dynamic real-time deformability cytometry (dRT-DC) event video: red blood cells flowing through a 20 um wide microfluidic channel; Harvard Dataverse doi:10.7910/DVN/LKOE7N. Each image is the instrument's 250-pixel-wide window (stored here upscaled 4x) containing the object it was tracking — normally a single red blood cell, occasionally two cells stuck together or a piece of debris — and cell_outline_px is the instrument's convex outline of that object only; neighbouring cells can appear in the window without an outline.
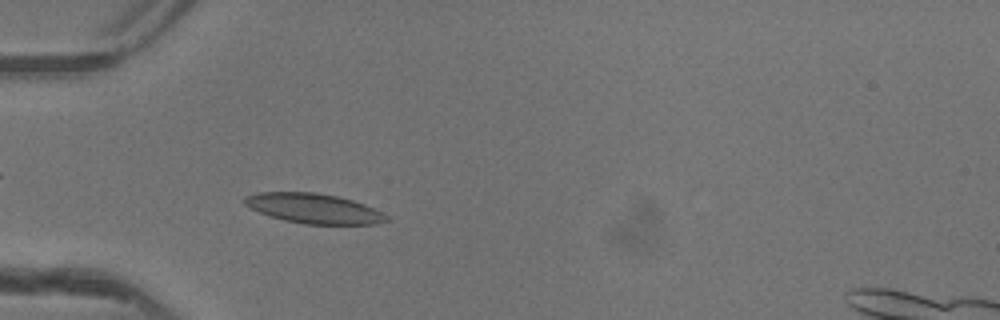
{"species": "common noctule bat (a hibernating species)", "species_latin": "Nyctalus noctula", "temperature_condition": "warm", "stored_images_in_passage": 43, "camera_frame_rate_fps": 3000, "um_per_image_px": 0.085, "animal": {"sex": "female"}, "frame": {"image": 1, "passage_image": 9, "time_ms": 2.667, "image_size_px": [1000, 320], "cell_outline_px": [[388, 220], [376, 224], [304, 224], [284, 220], [268, 216], [244, 204], [244, 196], [260, 192], [316, 192], [336, 196], [352, 200], [364, 204], [388, 216]], "centroid_in_image_um": [26.64, 17.72], "position_along_channel_um": 58.4, "area_um2": 24.51}}
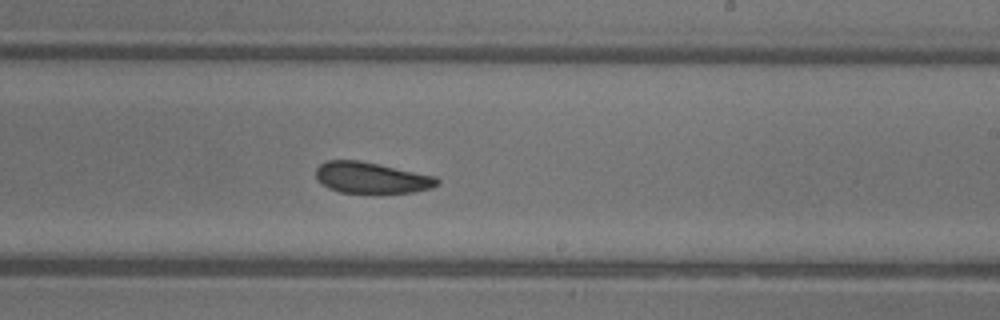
{"frame": {"image": 2, "passage_image": 24, "time_ms": 7.667, "image_size_px": [1000, 320], "cell_outline_px": [[440, 184], [432, 188], [412, 192], [372, 196], [340, 192], [328, 188], [320, 184], [316, 180], [316, 168], [320, 164], [328, 160], [360, 160], [436, 176], [440, 180]], "centroid_in_image_um": [31.57, 15.16], "position_along_channel_um": 257.4, "area_um2": 23.06}}
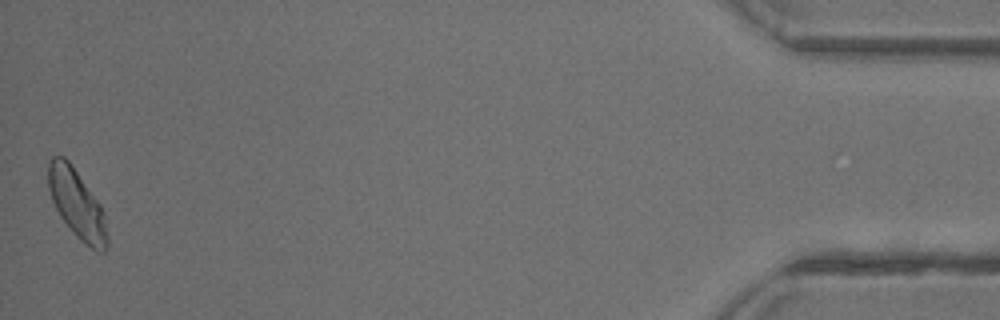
{"frame": {"image": 3, "passage_image": 43, "time_ms": 14.0, "image_size_px": [1000, 320], "cell_outline_px": [[108, 248], [104, 252], [96, 252], [80, 240], [60, 216], [52, 200], [48, 188], [48, 164], [52, 156], [64, 156], [68, 160], [100, 204], [104, 216], [108, 236]], "centroid_in_image_um": [6.55, 17.36], "position_along_channel_um": 428.7, "area_um2": 23.41}, "authors_computed_cell_mechanics": {"area_um2": 23.2934, "velocity_mm_per_s": 4.1337, "shape_relaxation_time_tau1_ms": 11.1967, "shape_relaxation_time_tau2_ms": 2.9186, "deformation_change_tau1": 0.1916, "deformation_change_tau2": 0.0898}}